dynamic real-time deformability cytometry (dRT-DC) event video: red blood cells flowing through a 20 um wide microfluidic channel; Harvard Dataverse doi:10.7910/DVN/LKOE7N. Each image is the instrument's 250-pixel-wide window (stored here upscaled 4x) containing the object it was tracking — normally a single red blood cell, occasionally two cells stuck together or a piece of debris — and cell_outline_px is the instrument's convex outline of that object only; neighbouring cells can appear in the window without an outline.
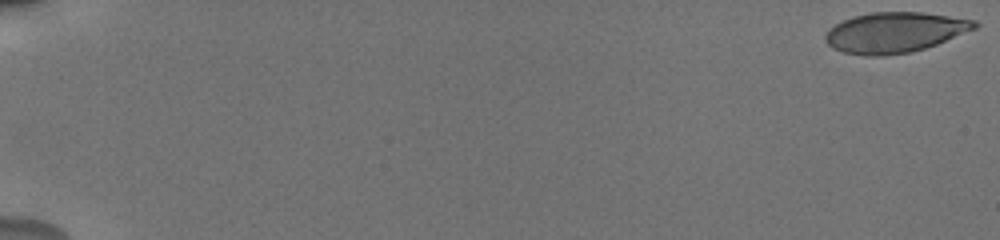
{"species": "human", "species_latin": "Homo sapiens", "temperature_condition": "cold", "stored_images_in_passage": 48, "camera_frame_rate_fps": 3000, "um_per_image_px": 0.085, "donor": {"sex": "male"}, "frame": {"image": 1, "passage_image": 1, "time_ms": 0.0, "image_size_px": [1000, 240], "cell_outline_px": [[980, 24], [976, 28], [936, 44], [912, 52], [880, 56], [868, 56], [844, 52], [832, 48], [824, 40], [824, 36], [828, 28], [844, 20], [856, 16], [872, 12], [920, 12], [976, 20]], "centroid_in_image_um": [76.03, 2.76], "position_along_channel_um": 9.0, "area_um2": 34.91}}
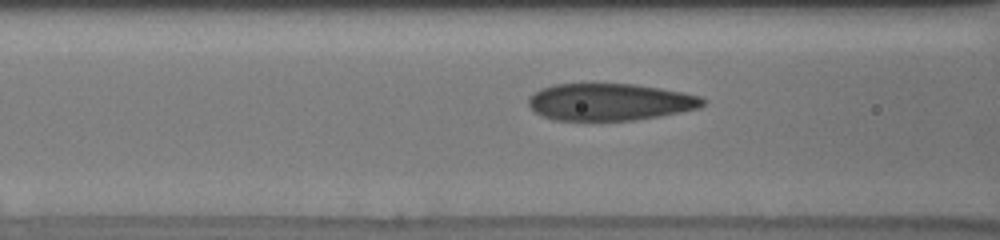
{"frame": {"image": 2, "passage_image": 22, "time_ms": 7.0, "image_size_px": [1000, 240], "cell_outline_px": [[708, 100], [700, 108], [660, 116], [632, 120], [556, 120], [544, 116], [536, 112], [528, 104], [528, 96], [532, 92], [540, 88], [556, 84], [632, 84], [660, 88], [684, 92], [700, 96]], "centroid_in_image_um": [51.85, 8.66], "position_along_channel_um": 114.7, "area_um2": 37.69}}
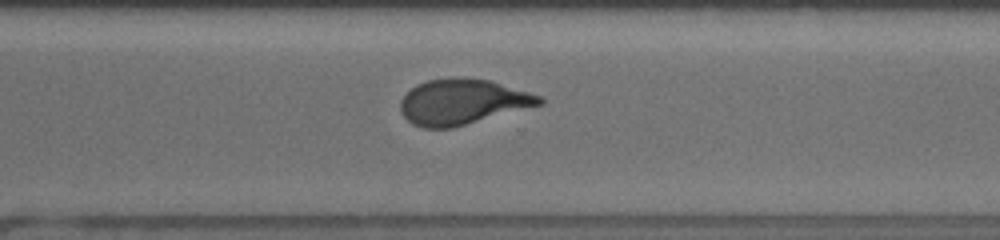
{"frame": {"image": 3, "passage_image": 37, "time_ms": 12.0, "image_size_px": [1000, 240], "cell_outline_px": [[544, 104], [452, 128], [424, 128], [412, 124], [404, 116], [400, 108], [400, 100], [416, 84], [428, 80], [456, 76], [460, 76], [488, 80], [528, 92], [540, 96], [544, 100]], "centroid_in_image_um": [39.3, 8.65], "position_along_channel_um": 331.3, "area_um2": 36.76}, "authors_computed_cell_mechanics": {"area_um2": 36.7319, "velocity_mm_per_s": 3.8583, "shape_relaxation_time_tau1_ms": 5.8308, "shape_relaxation_time_tau2_ms": 0.8459, "deformation_change_tau1": 0.2145, "deformation_change_tau2": 0.0618}}